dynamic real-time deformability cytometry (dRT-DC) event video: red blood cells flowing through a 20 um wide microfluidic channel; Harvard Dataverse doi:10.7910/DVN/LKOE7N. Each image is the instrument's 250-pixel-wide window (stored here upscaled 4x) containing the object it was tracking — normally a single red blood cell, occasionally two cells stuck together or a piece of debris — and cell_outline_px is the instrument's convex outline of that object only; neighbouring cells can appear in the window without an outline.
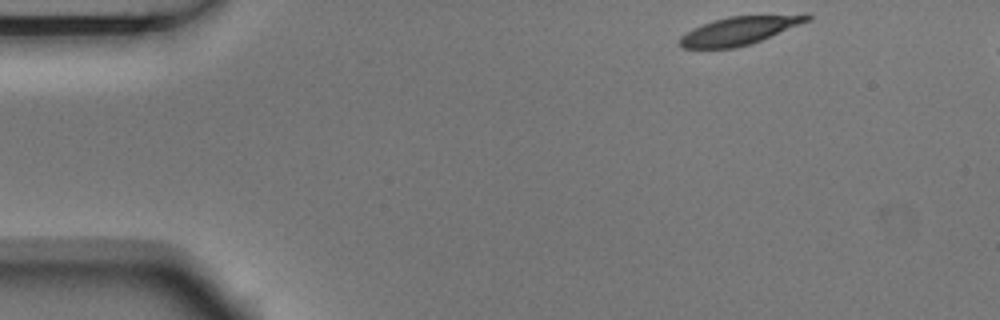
{"species": "Egyptian fruit bat (a non-hibernating species)", "species_latin": "Rousettus aegyptiacus", "temperature_condition": "room temperature", "stored_images_in_passage": 6, "camera_frame_rate_fps": 3000, "um_per_image_px": 0.085, "animal": {"sex": "male"}, "frame": {"image": 1, "passage_image": 1, "time_ms": 0.0, "image_size_px": [1000, 320], "cell_outline_px": [[812, 20], [752, 44], [736, 48], [684, 48], [680, 44], [680, 36], [692, 28], [728, 16], [808, 12], [812, 16]], "centroid_in_image_um": [63.0, 2.56], "position_along_channel_um": 22.0, "area_um2": 21.56}}
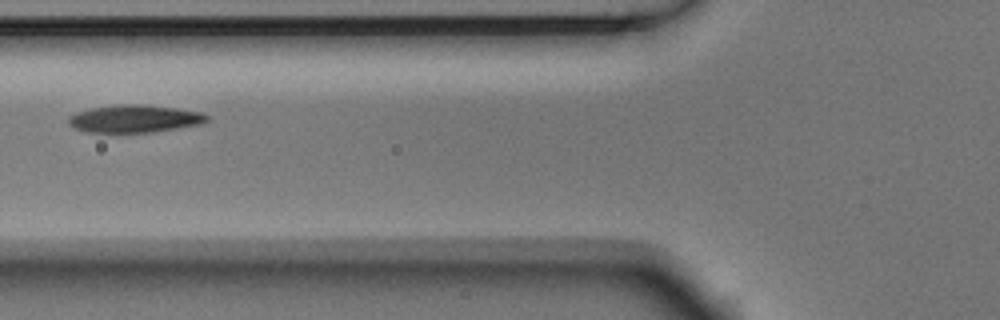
{"frame": {"image": 2, "passage_image": 5, "time_ms": 1.333, "image_size_px": [1000, 320], "cell_outline_px": [[212, 120], [204, 124], [152, 132], [84, 132], [72, 128], [68, 124], [68, 116], [76, 112], [92, 108], [116, 104], [144, 104], [176, 108], [200, 112], [212, 116]], "centroid_in_image_um": [11.47, 10.09], "position_along_channel_um": 114.3, "area_um2": 22.72}}
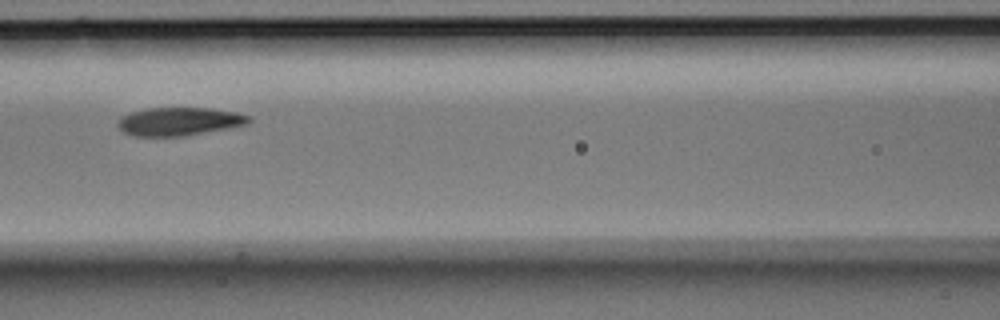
{"frame": {"image": 3, "passage_image": 6, "time_ms": 1.667, "image_size_px": [1000, 320], "cell_outline_px": [[252, 120], [248, 124], [228, 128], [184, 136], [136, 136], [124, 132], [116, 124], [120, 116], [132, 112], [148, 108], [212, 108], [236, 112], [252, 116]], "centroid_in_image_um": [15.26, 10.32], "position_along_channel_um": 151.3, "area_um2": 21.62}}